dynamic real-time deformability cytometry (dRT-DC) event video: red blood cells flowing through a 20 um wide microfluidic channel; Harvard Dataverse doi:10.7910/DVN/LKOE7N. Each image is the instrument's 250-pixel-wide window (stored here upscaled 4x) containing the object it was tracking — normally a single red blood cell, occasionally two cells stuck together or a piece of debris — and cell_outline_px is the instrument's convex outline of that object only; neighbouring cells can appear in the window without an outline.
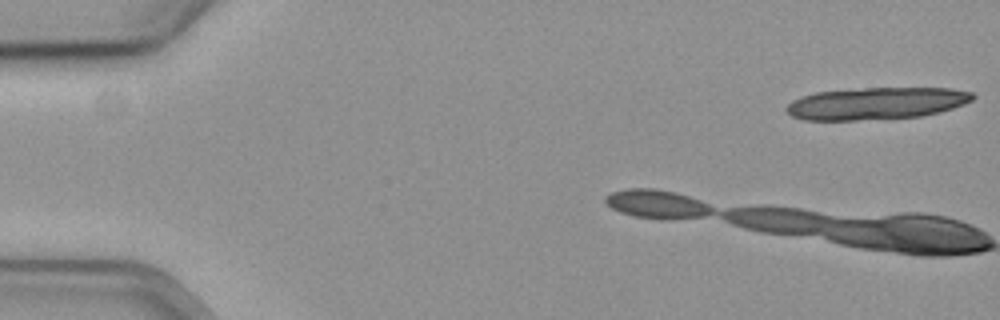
{"species": "common noctule bat (a hibernating species)", "species_latin": "Nyctalus noctula", "temperature_condition": "cold", "stored_images_in_passage": 3, "camera_frame_rate_fps": 3000, "um_per_image_px": 0.085, "animal": {"sex": "female", "body_mass_g": 19.3, "forearm_length_mm": 54.1}, "frame": {"image": 1, "passage_image": 1, "time_ms": 0.0, "image_size_px": [1000, 320], "cell_outline_px": [[976, 96], [972, 100], [964, 104], [940, 112], [920, 116], [856, 120], [804, 120], [792, 116], [784, 108], [792, 100], [800, 96], [816, 92], [864, 88], [948, 88], [972, 92]], "centroid_in_image_um": [74.47, 8.78], "position_along_channel_um": 10.5, "area_um2": 34.8}}